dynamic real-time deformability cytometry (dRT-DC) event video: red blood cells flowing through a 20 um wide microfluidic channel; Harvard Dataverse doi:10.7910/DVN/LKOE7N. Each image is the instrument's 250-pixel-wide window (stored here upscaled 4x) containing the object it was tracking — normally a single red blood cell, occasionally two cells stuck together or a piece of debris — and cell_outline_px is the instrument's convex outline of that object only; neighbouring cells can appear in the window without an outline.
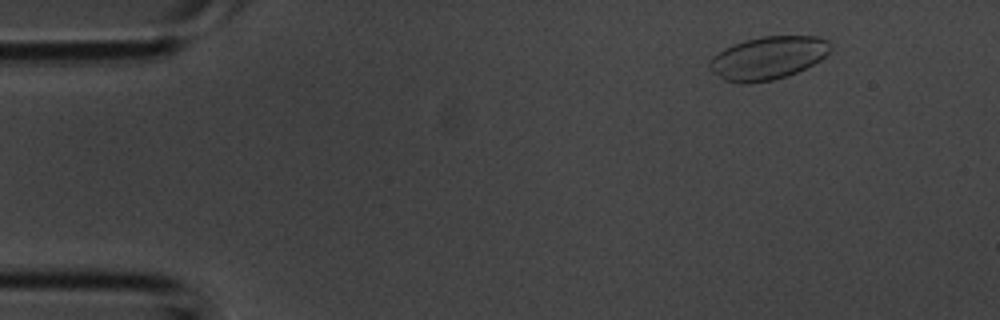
{"species": "common noctule bat (a hibernating species)", "species_latin": "Nyctalus noctula", "temperature_condition": "room temperature", "stored_images_in_passage": 4, "segment_of_instrument_passage": [1, 2], "camera_frame_rate_fps": 3000, "um_per_image_px": 0.085, "animal": {"sex": "male", "body_mass_g": 20.1, "forearm_length_mm": 53.5}, "frame": {"image": 1, "passage_image": 1, "time_ms": 0.0, "image_size_px": [1000, 320], "cell_outline_px": [[828, 52], [820, 60], [788, 76], [772, 80], [748, 84], [740, 84], [724, 80], [712, 72], [708, 68], [708, 64], [724, 48], [732, 44], [744, 40], [760, 36], [816, 36], [828, 40]], "centroid_in_image_um": [65.23, 4.93], "position_along_channel_um": 19.8, "area_um2": 30.11}}